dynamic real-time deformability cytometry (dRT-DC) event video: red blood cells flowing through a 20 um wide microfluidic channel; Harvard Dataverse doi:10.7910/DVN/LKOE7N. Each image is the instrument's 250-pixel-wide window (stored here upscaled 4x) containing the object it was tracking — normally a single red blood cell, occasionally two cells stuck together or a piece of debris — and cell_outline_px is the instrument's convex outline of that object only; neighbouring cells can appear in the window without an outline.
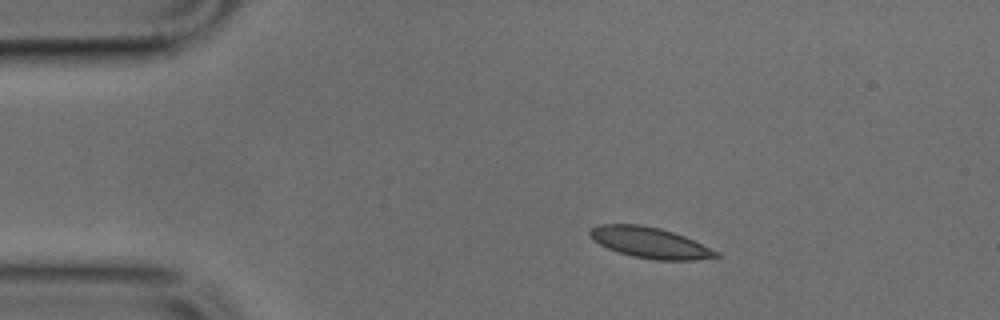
{"species": "common noctule bat (a hibernating species)", "species_latin": "Nyctalus noctula", "temperature_condition": "cold", "stored_images_in_passage": 42, "camera_frame_rate_fps": 3000, "um_per_image_px": 0.085, "animal": {"sex": "male", "body_mass_g": 17.9, "forearm_length_mm": 54.2}, "frame": {"image": 1, "passage_image": 1, "time_ms": 0.0, "image_size_px": [1000, 320], "cell_outline_px": [[720, 256], [692, 260], [656, 260], [632, 256], [608, 248], [592, 240], [588, 236], [588, 232], [596, 224], [640, 224], [660, 228], [684, 236], [720, 252]], "centroid_in_image_um": [55.21, 20.62], "position_along_channel_um": 29.8, "area_um2": 22.6}}
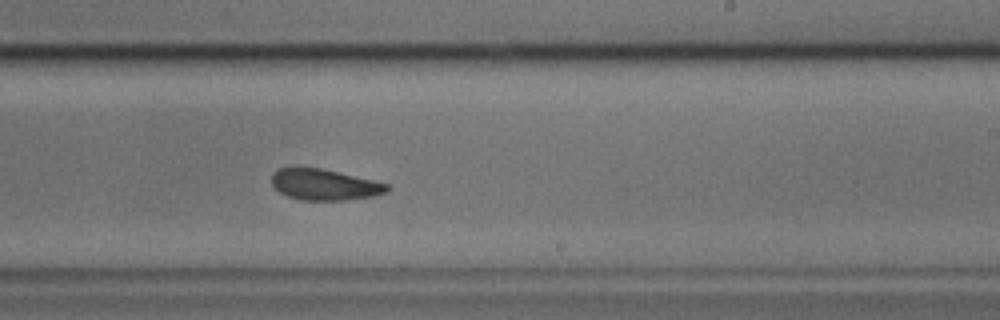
{"frame": {"image": 2, "passage_image": 22, "time_ms": 7.0, "image_size_px": [1000, 320], "cell_outline_px": [[392, 188], [388, 192], [372, 196], [344, 200], [304, 200], [288, 196], [280, 192], [272, 184], [272, 172], [280, 168], [320, 168], [376, 180], [388, 184]], "centroid_in_image_um": [27.63, 15.69], "position_along_channel_um": 261.4, "area_um2": 20.81}}
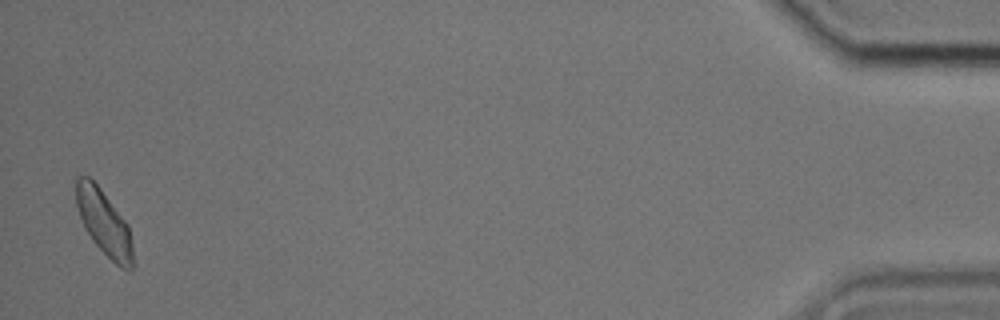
{"frame": {"image": 3, "passage_image": 41, "time_ms": 13.333, "image_size_px": [1000, 320], "cell_outline_px": [[132, 272], [128, 272], [120, 268], [92, 240], [84, 228], [76, 204], [76, 176], [88, 176], [100, 188], [128, 224], [132, 244]], "centroid_in_image_um": [8.84, 18.95], "position_along_channel_um": 426.4, "area_um2": 21.39}}